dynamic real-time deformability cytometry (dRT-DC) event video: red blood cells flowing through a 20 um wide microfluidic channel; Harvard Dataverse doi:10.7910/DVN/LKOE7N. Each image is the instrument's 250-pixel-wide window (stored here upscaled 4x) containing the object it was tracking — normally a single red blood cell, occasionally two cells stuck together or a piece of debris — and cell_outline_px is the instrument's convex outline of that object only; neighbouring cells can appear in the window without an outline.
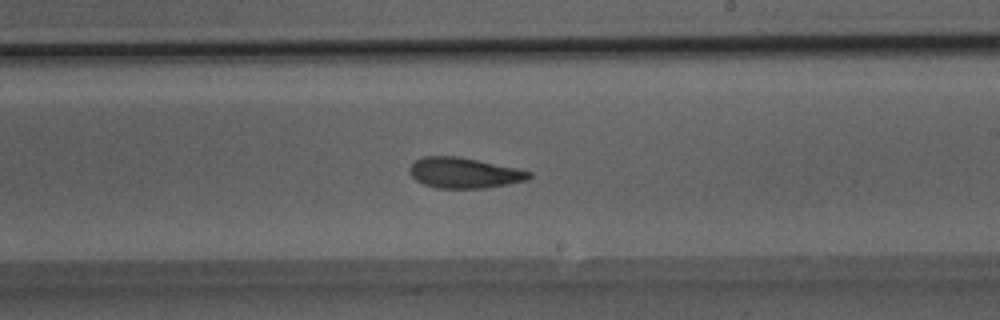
{"species": "Egyptian fruit bat (a non-hibernating species)", "species_latin": "Rousettus aegyptiacus", "temperature_condition": "room temperature", "stored_images_in_passage": 38, "camera_frame_rate_fps": 3000, "um_per_image_px": 0.085, "animal": {"sex": "male"}, "frame": {"image": 1, "passage_image": 22, "time_ms": 7.0, "image_size_px": [1000, 320], "cell_outline_px": [[532, 176], [528, 180], [488, 188], [436, 188], [424, 184], [416, 180], [408, 172], [408, 168], [416, 160], [424, 156], [460, 156], [516, 168], [532, 172]], "centroid_in_image_um": [39.45, 14.69], "position_along_channel_um": 249.5, "area_um2": 21.39}}
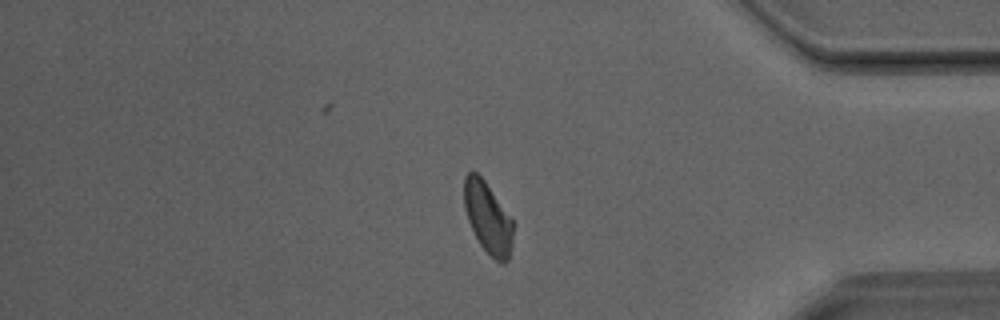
{"frame": {"image": 2, "passage_image": 32, "time_ms": 10.333, "image_size_px": [1000, 320], "cell_outline_px": [[512, 248], [508, 260], [504, 264], [500, 264], [480, 244], [468, 220], [464, 208], [464, 176], [472, 168], [484, 180], [512, 216]], "centroid_in_image_um": [41.47, 18.48], "position_along_channel_um": 393.7, "area_um2": 20.46}}
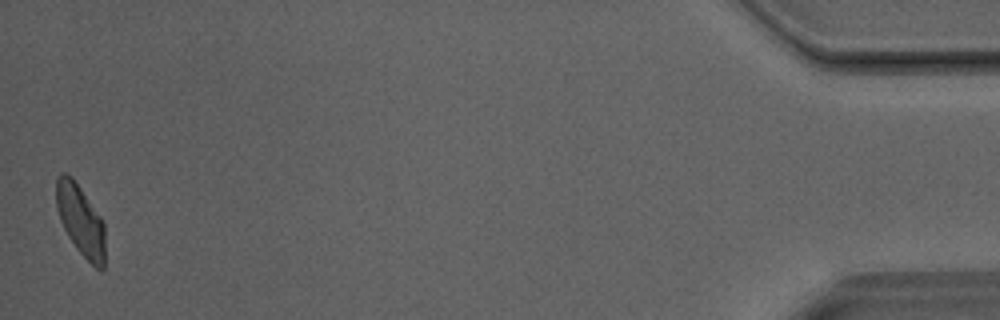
{"frame": {"image": 3, "passage_image": 38, "time_ms": 12.333, "image_size_px": [1000, 320], "cell_outline_px": [[104, 268], [100, 272], [76, 248], [68, 236], [60, 220], [56, 208], [56, 176], [60, 172], [64, 172], [72, 176], [104, 220]], "centroid_in_image_um": [6.84, 18.69], "position_along_channel_um": 428.4, "area_um2": 20.4}}